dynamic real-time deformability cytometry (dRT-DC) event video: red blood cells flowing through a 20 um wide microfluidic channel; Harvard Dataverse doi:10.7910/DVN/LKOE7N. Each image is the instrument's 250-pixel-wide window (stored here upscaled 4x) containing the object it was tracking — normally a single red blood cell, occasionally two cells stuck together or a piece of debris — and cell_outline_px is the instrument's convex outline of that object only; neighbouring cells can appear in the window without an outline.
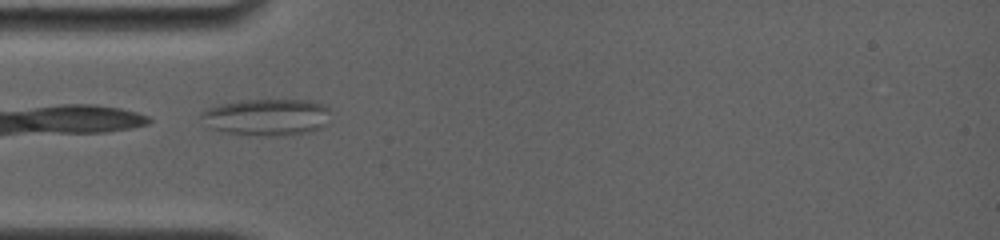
{"species": "common noctule bat (a hibernating species)", "species_latin": "Nyctalus noctula", "temperature_condition": "room temperature", "stored_images_in_passage": 22, "camera_frame_rate_fps": 4000, "um_per_image_px": 0.085, "animal": {"sex": "female", "body_mass_g": 19.0, "forearm_length_mm": 56.7}, "frame": {"image": 1, "passage_image": 1, "time_ms": 0.0, "image_size_px": [1000, 240], "cell_outline_px": [[328, 124], [312, 132], [276, 136], [268, 136], [228, 132], [208, 128], [200, 116], [200, 112], [208, 108], [220, 104], [244, 100], [308, 100], [324, 104], [328, 108]], "centroid_in_image_um": [22.69, 9.95], "position_along_channel_um": 62.3, "area_um2": 27.74}}
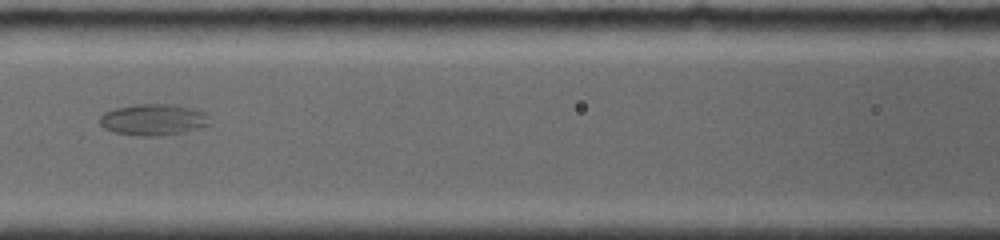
{"frame": {"image": 2, "passage_image": 8, "time_ms": 2.5, "image_size_px": [1000, 240], "cell_outline_px": [[212, 124], [200, 128], [184, 132], [160, 136], [140, 136], [116, 132], [104, 128], [100, 124], [100, 116], [104, 112], [112, 108], [136, 104], [172, 104], [192, 108], [204, 112], [208, 116]], "centroid_in_image_um": [13.05, 10.17], "position_along_channel_um": 153.6, "area_um2": 20.29}}
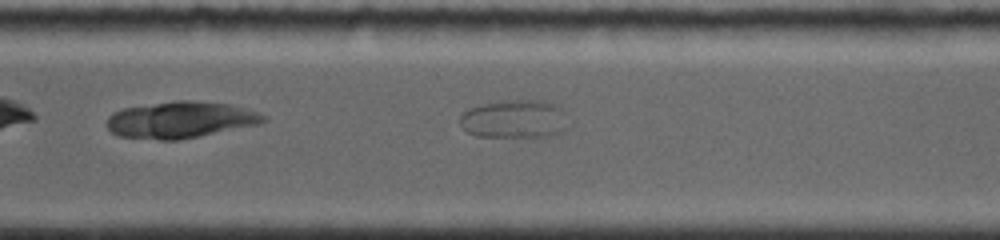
{"frame": {"image": 3, "passage_image": 22, "time_ms": 7.25, "image_size_px": [1000, 240], "cell_outline_px": [[572, 124], [564, 132], [548, 136], [476, 136], [468, 132], [460, 124], [460, 116], [468, 108], [484, 104], [512, 100], [544, 100], [556, 104], [560, 108]], "centroid_in_image_um": [43.81, 10.12], "position_along_channel_um": 326.8, "area_um2": 24.33}}